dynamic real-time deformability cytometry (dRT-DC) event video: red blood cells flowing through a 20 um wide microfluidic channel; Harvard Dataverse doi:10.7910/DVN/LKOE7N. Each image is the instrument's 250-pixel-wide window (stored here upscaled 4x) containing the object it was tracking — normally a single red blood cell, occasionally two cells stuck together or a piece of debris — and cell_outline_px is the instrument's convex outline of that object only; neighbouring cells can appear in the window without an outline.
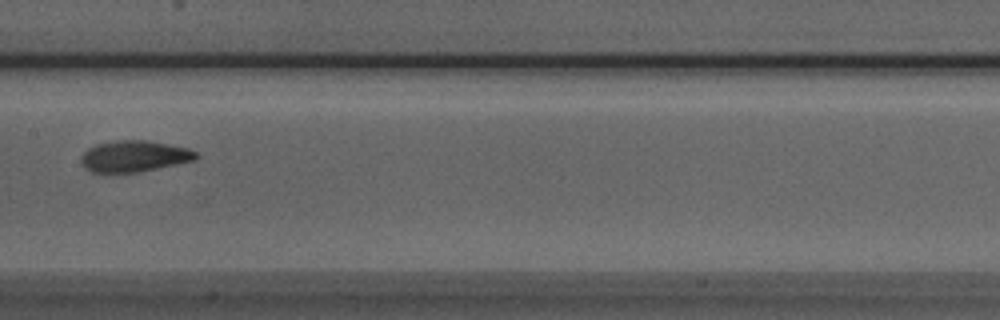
{"species": "Egyptian fruit bat (a non-hibernating species)", "species_latin": "Rousettus aegyptiacus", "temperature_condition": "room temperature", "stored_images_in_passage": 6, "camera_frame_rate_fps": 3000, "um_per_image_px": 0.085, "animal": {"sex": "male"}, "frame": {"image": 1, "passage_image": 6, "time_ms": 1.667, "image_size_px": [1000, 320], "cell_outline_px": [[200, 156], [196, 160], [140, 172], [92, 172], [84, 168], [80, 160], [80, 156], [88, 148], [96, 144], [120, 140], [144, 140], [188, 148], [196, 152]], "centroid_in_image_um": [11.4, 13.28], "position_along_channel_um": 196.0, "area_um2": 20.92}}